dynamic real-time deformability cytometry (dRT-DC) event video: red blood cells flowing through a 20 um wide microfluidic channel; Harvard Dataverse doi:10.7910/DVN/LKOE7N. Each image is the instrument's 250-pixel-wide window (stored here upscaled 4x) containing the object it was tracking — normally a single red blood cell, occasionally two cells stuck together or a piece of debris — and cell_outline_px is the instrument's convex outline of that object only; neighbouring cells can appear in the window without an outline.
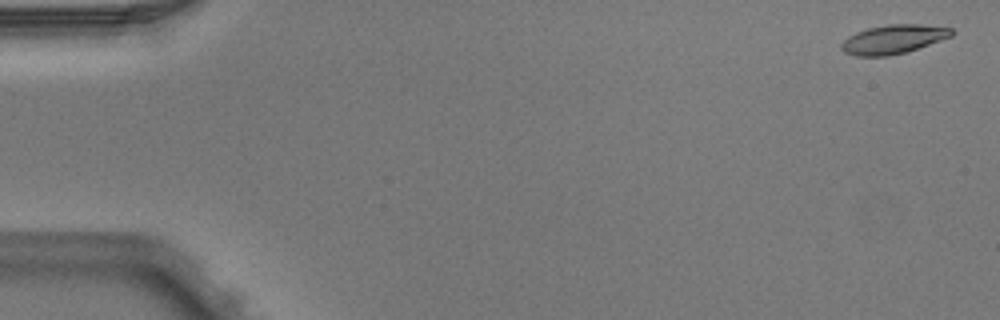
{"species": "Egyptian fruit bat (a non-hibernating species)", "species_latin": "Rousettus aegyptiacus", "temperature_condition": "warm", "stored_images_in_passage": 4, "camera_frame_rate_fps": 3000, "um_per_image_px": 0.085, "animal": {"sex": "male"}, "frame": {"image": 1, "passage_image": 1, "time_ms": 0.0, "image_size_px": [1000, 320], "cell_outline_px": [[956, 32], [952, 36], [904, 52], [888, 56], [856, 56], [844, 52], [840, 48], [840, 44], [848, 36], [856, 32], [868, 28], [888, 24], [920, 24], [952, 28]], "centroid_in_image_um": [75.91, 3.33], "position_along_channel_um": 9.1, "area_um2": 18.5}}